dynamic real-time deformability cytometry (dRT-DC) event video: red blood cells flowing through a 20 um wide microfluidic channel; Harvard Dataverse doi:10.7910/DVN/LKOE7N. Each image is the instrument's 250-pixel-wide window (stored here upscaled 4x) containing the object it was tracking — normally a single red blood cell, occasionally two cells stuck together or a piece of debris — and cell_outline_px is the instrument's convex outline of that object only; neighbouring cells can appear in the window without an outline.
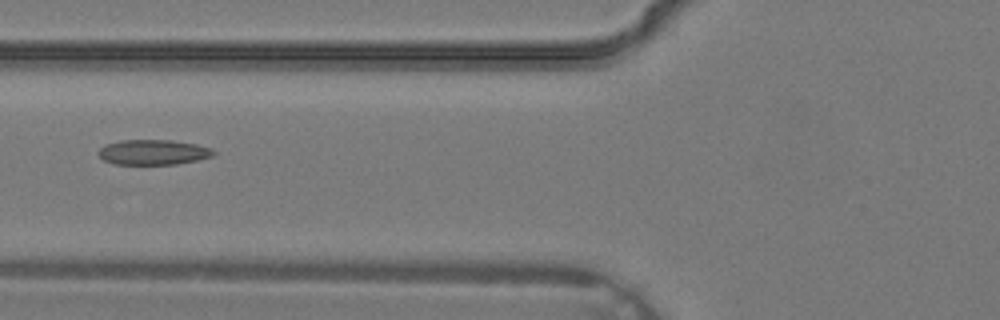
{"species": "common noctule bat (a hibernating species)", "species_latin": "Nyctalus noctula", "temperature_condition": "warm", "stored_images_in_passage": 37, "camera_frame_rate_fps": 3000, "um_per_image_px": 0.085, "animal": {"sex": "male", "body_mass_g": 19.2, "forearm_length_mm": 51.8}, "frame": {"image": 1, "passage_image": 15, "time_ms": 4.667, "image_size_px": [1000, 320], "cell_outline_px": [[216, 152], [212, 156], [196, 160], [176, 164], [112, 164], [104, 160], [96, 152], [104, 144], [120, 140], [172, 140], [196, 144], [212, 148]], "centroid_in_image_um": [12.99, 12.93], "position_along_channel_um": 112.8, "area_um2": 16.94}}
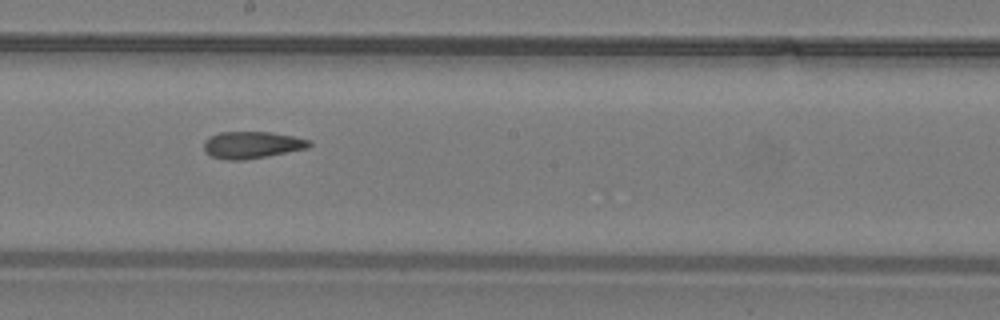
{"frame": {"image": 2, "passage_image": 21, "time_ms": 6.667, "image_size_px": [1000, 320], "cell_outline_px": [[312, 144], [308, 148], [268, 156], [244, 160], [228, 160], [212, 156], [204, 152], [204, 140], [208, 136], [220, 132], [272, 132], [292, 136], [308, 140]], "centroid_in_image_um": [21.38, 12.32], "position_along_channel_um": 226.8, "area_um2": 16.59}}
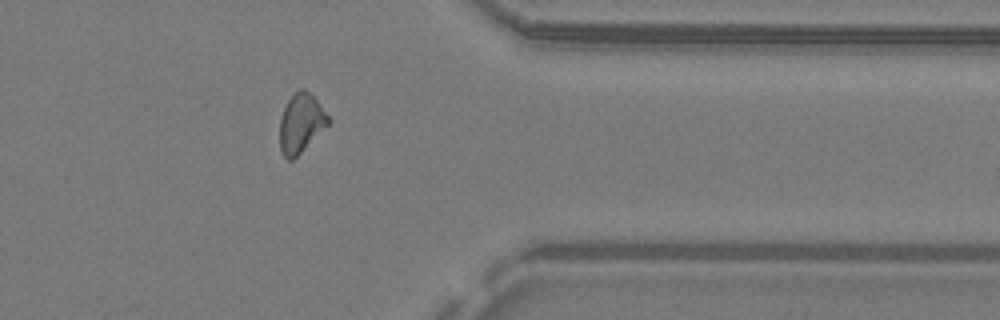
{"frame": {"image": 3, "passage_image": 30, "time_ms": 9.667, "image_size_px": [1000, 320], "cell_outline_px": [[332, 124], [292, 160], [288, 160], [280, 152], [280, 116], [288, 100], [300, 88], [304, 88], [316, 100], [332, 120]], "centroid_in_image_um": [25.61, 10.5], "position_along_channel_um": 385.8, "area_um2": 16.88}}